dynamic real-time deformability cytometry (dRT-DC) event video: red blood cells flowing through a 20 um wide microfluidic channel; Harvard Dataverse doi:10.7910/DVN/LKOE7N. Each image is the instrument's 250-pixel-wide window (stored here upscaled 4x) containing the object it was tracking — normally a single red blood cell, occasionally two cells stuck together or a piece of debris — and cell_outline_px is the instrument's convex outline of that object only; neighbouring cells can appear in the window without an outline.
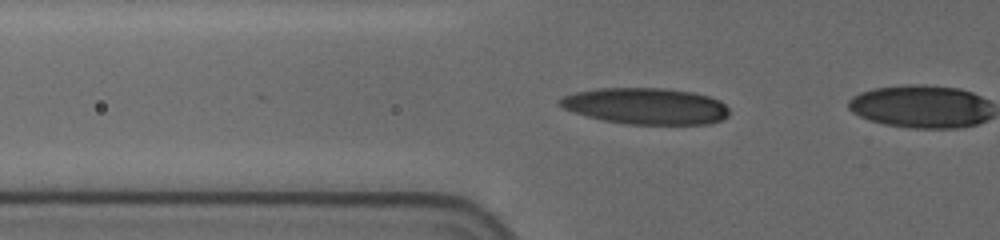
{"species": "human", "species_latin": "Homo sapiens", "temperature_condition": "cold", "stored_images_in_passage": 3, "camera_frame_rate_fps": 3000, "um_per_image_px": 0.085, "donor": {"sex": "female"}, "frame": {"image": 1, "passage_image": 2, "time_ms": 0.333, "image_size_px": [1000, 240], "cell_outline_px": [[728, 116], [720, 120], [708, 124], [628, 124], [604, 120], [588, 116], [564, 108], [556, 104], [556, 100], [560, 96], [576, 92], [596, 88], [664, 88], [692, 92], [708, 96], [720, 100], [728, 108]], "centroid_in_image_um": [54.86, 9.01], "position_along_channel_um": 70.9, "area_um2": 35.89}}